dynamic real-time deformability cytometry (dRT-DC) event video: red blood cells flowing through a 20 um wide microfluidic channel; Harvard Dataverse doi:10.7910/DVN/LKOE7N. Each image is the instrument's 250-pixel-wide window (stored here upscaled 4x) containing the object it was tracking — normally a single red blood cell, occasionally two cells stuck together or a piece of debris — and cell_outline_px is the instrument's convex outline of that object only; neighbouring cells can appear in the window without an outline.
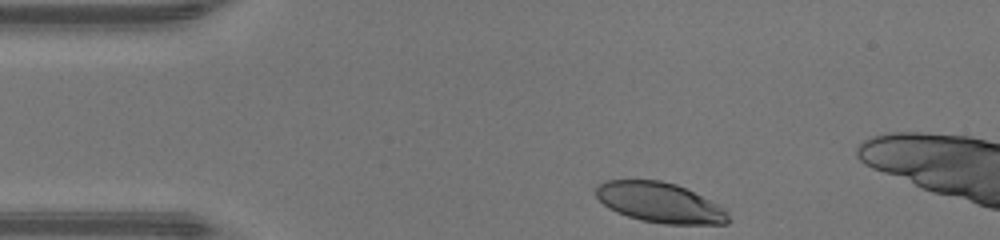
{"species": "human", "species_latin": "Homo sapiens", "temperature_condition": "warm", "stored_images_in_passage": 31, "camera_frame_rate_fps": 3000, "um_per_image_px": 0.085, "donor": {"sex": "male"}, "frame": {"image": 1, "passage_image": 1, "time_ms": 0.0, "image_size_px": [1000, 240], "cell_outline_px": [[732, 220], [728, 224], [664, 224], [640, 220], [616, 212], [608, 208], [596, 196], [596, 188], [604, 180], [660, 180], [676, 184], [724, 208], [728, 212]], "centroid_in_image_um": [56.09, 17.23], "position_along_channel_um": 28.9, "area_um2": 30.81}}
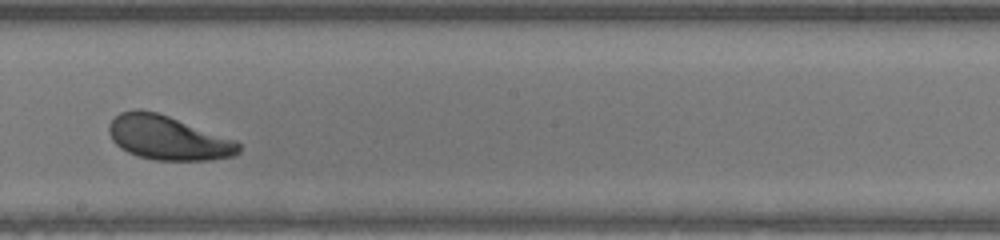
{"frame": {"image": 2, "passage_image": 19, "time_ms": 6.0, "image_size_px": [1000, 240], "cell_outline_px": [[240, 152], [236, 156], [208, 160], [156, 160], [136, 156], [120, 148], [112, 140], [108, 132], [108, 124], [120, 112], [136, 108], [140, 108], [156, 112], [168, 116], [236, 140], [240, 144]], "centroid_in_image_um": [14.26, 11.71], "position_along_channel_um": 233.9, "area_um2": 33.52}}
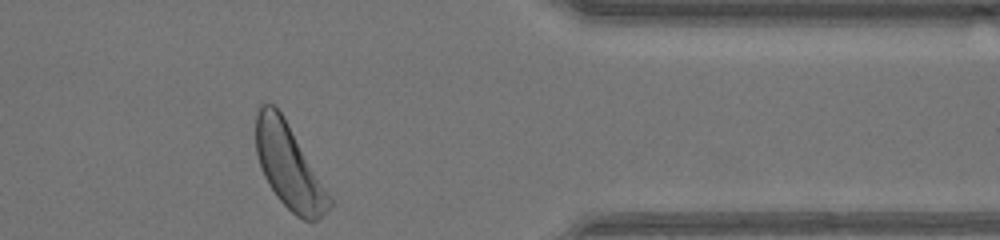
{"frame": {"image": 3, "passage_image": 31, "time_ms": 10.0, "image_size_px": [1000, 240], "cell_outline_px": [[332, 204], [316, 220], [304, 220], [296, 216], [276, 196], [268, 184], [260, 168], [256, 152], [256, 104], [268, 100], [276, 104], [284, 116], [332, 200]], "centroid_in_image_um": [24.48, 14.03], "position_along_channel_um": 386.9, "area_um2": 35.84}, "authors_computed_cell_mechanics": {"area_um2": 33.6396, "velocity_mm_per_s": 4.3423, "shape_relaxation_time_tau1_ms": 1.372, "shape_relaxation_time_tau2_ms": null, "deformation_change_tau1": 0.1078, "deformation_change_tau2": null}}